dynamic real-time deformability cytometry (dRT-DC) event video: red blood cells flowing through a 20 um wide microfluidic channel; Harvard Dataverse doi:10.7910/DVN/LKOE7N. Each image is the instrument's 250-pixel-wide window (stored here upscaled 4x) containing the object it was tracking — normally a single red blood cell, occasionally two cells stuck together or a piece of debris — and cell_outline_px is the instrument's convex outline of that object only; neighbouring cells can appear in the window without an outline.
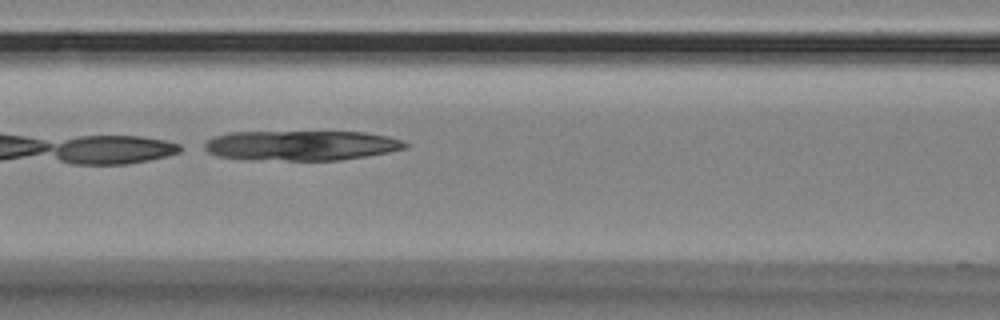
{"species": "Egyptian fruit bat (a non-hibernating species)", "species_latin": "Rousettus aegyptiacus", "temperature_condition": "room temperature", "stored_images_in_passage": 34, "camera_frame_rate_fps": 3000, "um_per_image_px": 0.085, "animal": {"sex": "female"}, "frame": {"image": 1, "passage_image": 16, "time_ms": 5.0, "image_size_px": [1000, 320], "cell_outline_px": [[412, 144], [408, 148], [368, 156], [340, 160], [240, 160], [216, 156], [200, 148], [208, 140], [216, 136], [228, 132], [364, 132], [388, 136], [404, 140]], "centroid_in_image_um": [25.61, 12.37], "position_along_channel_um": 141.0, "area_um2": 35.66}}